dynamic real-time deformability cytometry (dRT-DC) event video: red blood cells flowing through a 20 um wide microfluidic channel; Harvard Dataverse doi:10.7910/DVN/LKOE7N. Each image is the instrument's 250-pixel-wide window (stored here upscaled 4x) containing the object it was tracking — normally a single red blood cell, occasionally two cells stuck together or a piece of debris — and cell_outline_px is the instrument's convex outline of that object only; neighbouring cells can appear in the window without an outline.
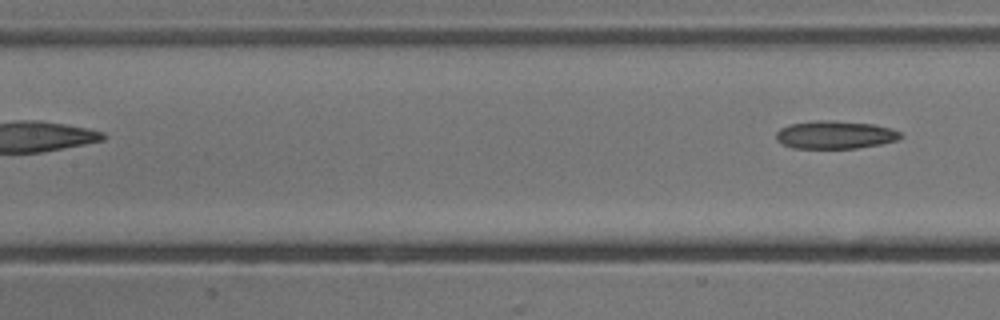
{"species": "common noctule bat (a hibernating species)", "species_latin": "Nyctalus noctula", "temperature_condition": "cold", "stored_images_in_passage": 5, "segment_of_instrument_passage": [2, 2], "camera_frame_rate_fps": 3000, "um_per_image_px": 0.085, "animal": {"sex": "male", "body_mass_g": 13.3}, "frame": {"image": 1, "passage_image": 5, "time_ms": 4.667, "image_size_px": [1000, 320], "cell_outline_px": [[904, 136], [900, 140], [880, 144], [856, 148], [792, 148], [780, 144], [776, 140], [776, 132], [780, 128], [788, 124], [816, 120], [836, 120], [872, 124], [892, 128], [900, 132]], "centroid_in_image_um": [70.97, 11.45], "position_along_channel_um": 136.4, "area_um2": 20.63}}